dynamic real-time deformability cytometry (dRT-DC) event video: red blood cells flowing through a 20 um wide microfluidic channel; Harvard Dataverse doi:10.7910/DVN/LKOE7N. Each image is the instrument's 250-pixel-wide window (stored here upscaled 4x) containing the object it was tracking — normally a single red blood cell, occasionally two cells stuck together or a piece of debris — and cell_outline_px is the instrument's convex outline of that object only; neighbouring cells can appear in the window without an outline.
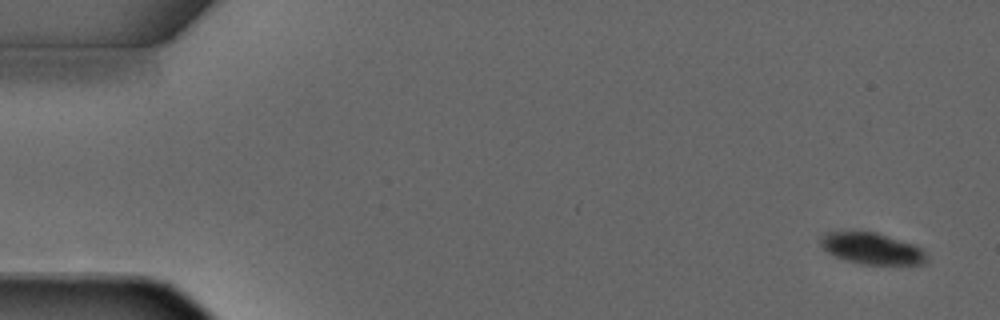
{"species": "common noctule bat (a hibernating species)", "species_latin": "Nyctalus noctula", "temperature_condition": "warm", "stored_images_in_passage": 4, "camera_frame_rate_fps": 3000, "um_per_image_px": 0.085, "animal": {"sex": "male", "forearm_length_mm": 52.5}, "frame": {"image": 1, "passage_image": 4, "time_ms": 4.0, "image_size_px": [1000, 320], "cell_outline_px": [[928, 260], [924, 264], [860, 264], [844, 260], [828, 252], [820, 244], [816, 236], [824, 232], [876, 232], [912, 244], [920, 248], [924, 252]], "centroid_in_image_um": [74.04, 21.12], "position_along_channel_um": 11.0, "area_um2": 19.36}}